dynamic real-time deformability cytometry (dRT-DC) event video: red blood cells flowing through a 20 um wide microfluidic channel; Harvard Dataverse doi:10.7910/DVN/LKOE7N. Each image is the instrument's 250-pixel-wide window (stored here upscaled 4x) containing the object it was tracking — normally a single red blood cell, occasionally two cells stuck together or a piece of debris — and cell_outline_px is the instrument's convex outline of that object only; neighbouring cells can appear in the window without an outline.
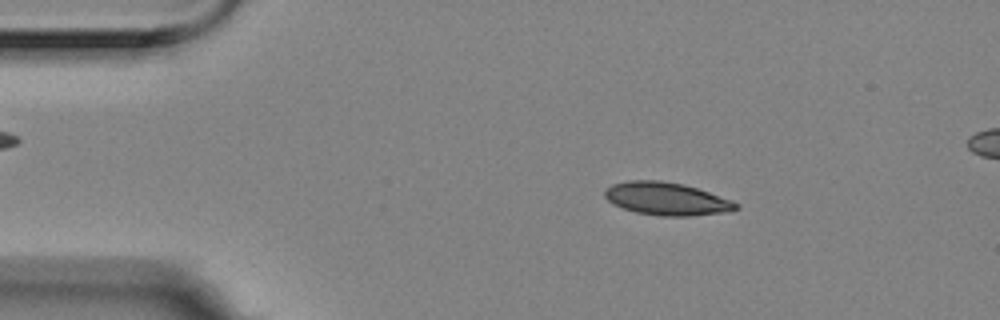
{"species": "Egyptian fruit bat (a non-hibernating species)", "species_latin": "Rousettus aegyptiacus", "temperature_condition": "room temperature", "stored_images_in_passage": 6, "camera_frame_rate_fps": 3000, "um_per_image_px": 0.085, "animal": {"sex": "female"}, "frame": {"image": 1, "passage_image": 3, "time_ms": 0.667, "image_size_px": [1000, 320], "cell_outline_px": [[740, 208], [720, 212], [688, 216], [660, 216], [636, 212], [624, 208], [608, 200], [604, 196], [604, 192], [612, 184], [628, 180], [660, 180], [684, 184], [732, 200], [740, 204]], "centroid_in_image_um": [56.65, 16.88], "position_along_channel_um": 28.3, "area_um2": 24.8}}